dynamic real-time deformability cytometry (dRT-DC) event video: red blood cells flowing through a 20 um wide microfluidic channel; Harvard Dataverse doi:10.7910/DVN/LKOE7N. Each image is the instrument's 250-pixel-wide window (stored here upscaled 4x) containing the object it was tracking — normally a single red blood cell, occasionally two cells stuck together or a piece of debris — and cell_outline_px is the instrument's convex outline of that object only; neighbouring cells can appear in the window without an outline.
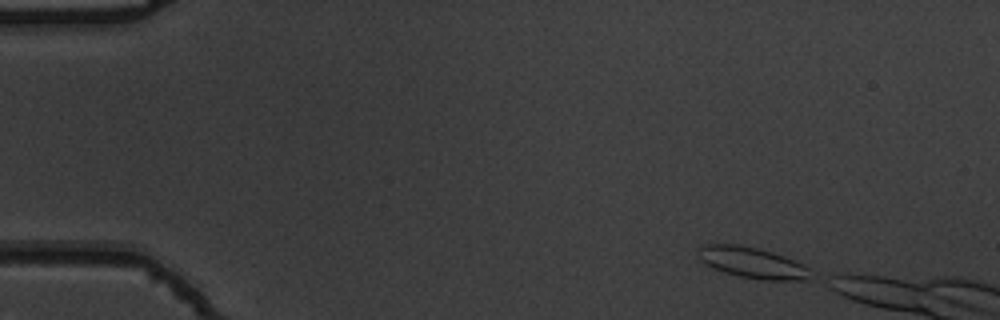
{"species": "common noctule bat (a hibernating species)", "species_latin": "Nyctalus noctula", "temperature_condition": "warm", "stored_images_in_passage": 16, "camera_frame_rate_fps": 3000, "um_per_image_px": 0.085, "animal": {"sex": "male", "body_mass_g": 19.5, "forearm_length_mm": 54.6}, "frame": {"image": 1, "passage_image": 1, "time_ms": 0.0, "image_size_px": [1000, 320], "cell_outline_px": [[816, 276], [812, 280], [764, 280], [740, 276], [724, 272], [712, 268], [704, 264], [700, 260], [696, 252], [696, 248], [700, 244], [740, 244], [772, 252], [784, 256], [808, 268]], "centroid_in_image_um": [63.92, 22.33], "position_along_channel_um": 21.1, "area_um2": 20.63}}